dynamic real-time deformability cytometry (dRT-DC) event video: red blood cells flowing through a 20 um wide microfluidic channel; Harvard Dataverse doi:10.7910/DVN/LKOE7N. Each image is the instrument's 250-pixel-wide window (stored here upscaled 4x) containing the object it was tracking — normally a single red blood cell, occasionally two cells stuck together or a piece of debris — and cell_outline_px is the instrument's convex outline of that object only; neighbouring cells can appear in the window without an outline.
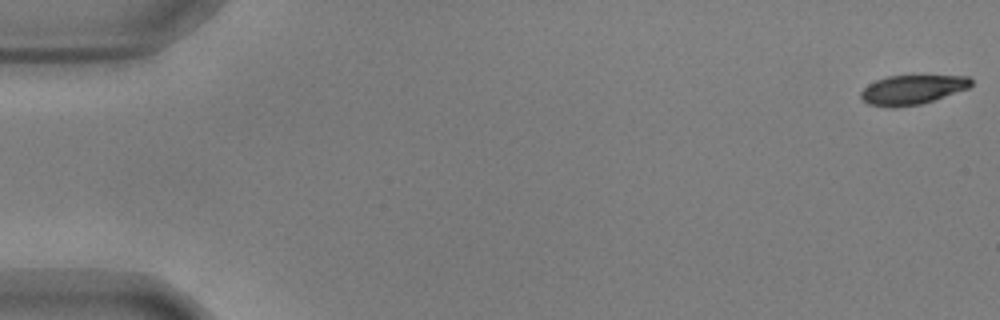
{"species": "common noctule bat (a hibernating species)", "species_latin": "Nyctalus noctula", "temperature_condition": "warm", "stored_images_in_passage": 8, "camera_frame_rate_fps": 3000, "um_per_image_px": 0.085, "animal": {"sex": "male", "body_mass_g": 17.9, "forearm_length_mm": 54.2}, "frame": {"image": 1, "passage_image": 1, "time_ms": 0.0, "image_size_px": [1000, 320], "cell_outline_px": [[972, 84], [968, 88], [920, 104], [896, 108], [888, 108], [868, 104], [860, 96], [860, 92], [868, 84], [876, 80], [888, 76], [968, 76], [972, 80]], "centroid_in_image_um": [77.49, 7.63], "position_along_channel_um": 7.5, "area_um2": 18.73}}